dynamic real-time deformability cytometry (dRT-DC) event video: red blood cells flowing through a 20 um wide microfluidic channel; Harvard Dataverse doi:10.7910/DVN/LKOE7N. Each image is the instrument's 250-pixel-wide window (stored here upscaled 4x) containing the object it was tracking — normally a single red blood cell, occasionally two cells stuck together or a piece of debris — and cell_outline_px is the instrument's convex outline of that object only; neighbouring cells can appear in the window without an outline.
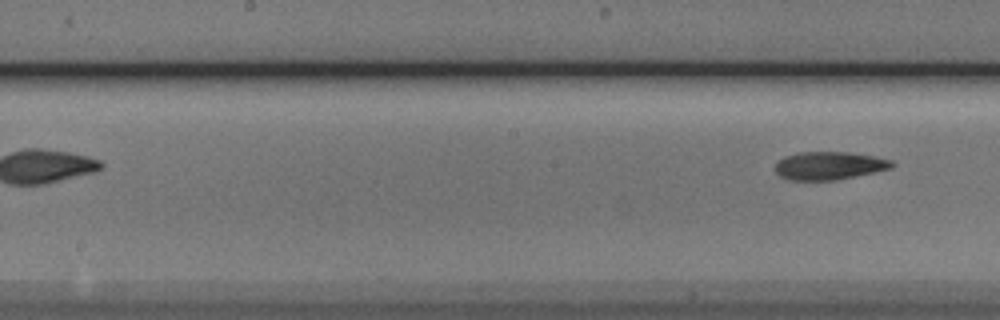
{"species": "Egyptian fruit bat (a non-hibernating species)", "species_latin": "Rousettus aegyptiacus", "temperature_condition": "cold", "stored_images_in_passage": 9, "camera_frame_rate_fps": 3000, "um_per_image_px": 0.085, "animal": {"sex": "male"}, "frame": {"image": 1, "passage_image": 9, "time_ms": 10.333, "image_size_px": [1000, 320], "cell_outline_px": [[896, 164], [892, 168], [836, 180], [788, 180], [780, 176], [776, 172], [776, 164], [784, 156], [800, 152], [848, 152], [872, 156], [892, 160]], "centroid_in_image_um": [70.49, 14.08], "position_along_channel_um": 177.7, "area_um2": 18.96}}